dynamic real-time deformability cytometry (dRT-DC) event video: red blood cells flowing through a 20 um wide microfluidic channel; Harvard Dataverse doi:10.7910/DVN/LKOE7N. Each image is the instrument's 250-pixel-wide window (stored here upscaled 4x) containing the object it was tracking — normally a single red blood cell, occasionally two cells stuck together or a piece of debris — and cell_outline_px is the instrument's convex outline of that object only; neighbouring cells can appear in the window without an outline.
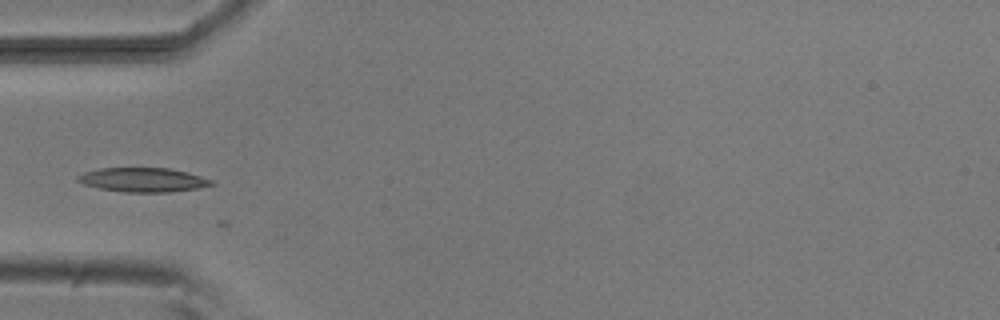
{"species": "common noctule bat (a hibernating species)", "species_latin": "Nyctalus noctula", "temperature_condition": "room temperature", "stored_images_in_passage": 6, "camera_frame_rate_fps": 3000, "um_per_image_px": 0.085, "animal": {"sex": "male", "body_mass_g": 20.5, "forearm_length_mm": 52.5}, "frame": {"image": 1, "passage_image": 5, "time_ms": 5.333, "image_size_px": [1000, 320], "cell_outline_px": [[216, 184], [196, 188], [168, 192], [124, 192], [100, 188], [84, 184], [76, 180], [76, 176], [84, 172], [100, 168], [168, 168], [188, 172], [212, 180]], "centroid_in_image_um": [12.14, 15.28], "position_along_channel_um": 72.9, "area_um2": 18.73}}
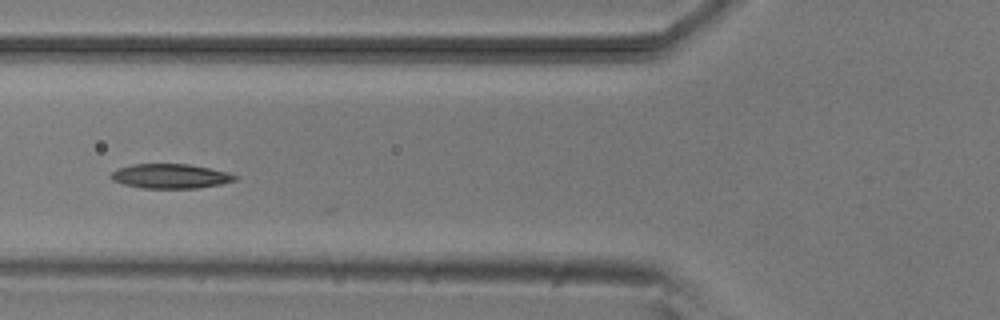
{"frame": {"image": 2, "passage_image": 6, "time_ms": 6.333, "image_size_px": [1000, 320], "cell_outline_px": [[236, 180], [220, 184], [196, 188], [144, 188], [124, 184], [112, 180], [108, 176], [112, 172], [120, 168], [132, 164], [188, 164], [228, 172], [236, 176]], "centroid_in_image_um": [14.46, 14.97], "position_along_channel_um": 111.3, "area_um2": 17.51}}